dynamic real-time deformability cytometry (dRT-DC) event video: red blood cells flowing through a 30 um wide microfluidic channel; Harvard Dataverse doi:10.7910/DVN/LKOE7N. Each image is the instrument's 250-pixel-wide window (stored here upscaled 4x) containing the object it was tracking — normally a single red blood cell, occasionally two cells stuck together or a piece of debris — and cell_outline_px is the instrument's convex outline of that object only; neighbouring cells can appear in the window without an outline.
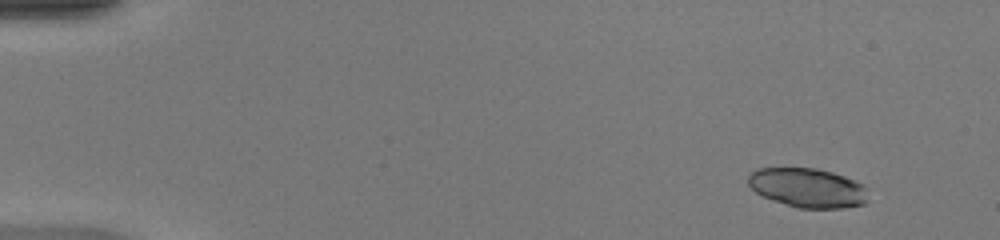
{"species": "common noctule bat (a hibernating species)", "species_latin": "Nyctalus noctula", "temperature_condition": "warm", "stored_images_in_passage": 41, "camera_frame_rate_fps": 3000, "um_per_image_px": 0.085, "animal": {"sex": "female", "body_mass_g": 20.0, "forearm_length_mm": 54.0}, "frame": {"image": 1, "passage_image": 1, "time_ms": 0.0, "image_size_px": [1000, 240], "cell_outline_px": [[868, 200], [864, 204], [844, 208], [796, 208], [764, 196], [756, 192], [748, 184], [748, 176], [752, 172], [760, 168], [816, 168], [832, 172], [844, 176], [864, 184], [868, 188]], "centroid_in_image_um": [68.71, 15.97], "position_along_channel_um": 16.3, "area_um2": 27.57}}